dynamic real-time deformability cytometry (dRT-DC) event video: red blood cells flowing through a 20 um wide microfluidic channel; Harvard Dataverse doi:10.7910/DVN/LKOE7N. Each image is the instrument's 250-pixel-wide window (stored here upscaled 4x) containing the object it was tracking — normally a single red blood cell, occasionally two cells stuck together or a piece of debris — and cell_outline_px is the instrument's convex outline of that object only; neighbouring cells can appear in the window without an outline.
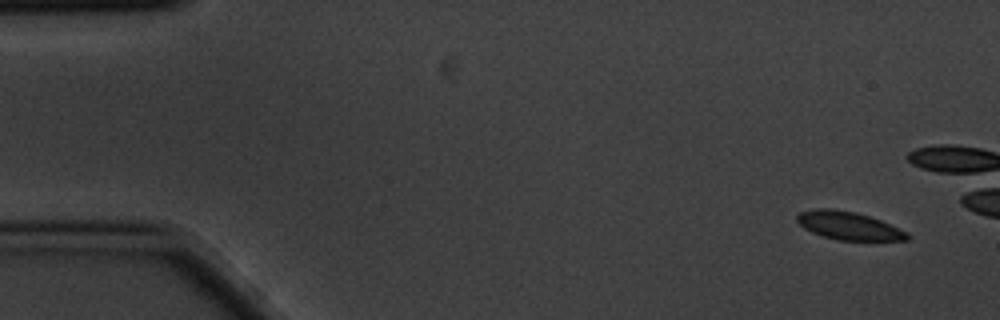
{"species": "common noctule bat (a hibernating species)", "species_latin": "Nyctalus noctula", "temperature_condition": "cold", "stored_images_in_passage": 7, "camera_frame_rate_fps": 3000, "um_per_image_px": 0.085, "animal": {"sex": "male", "body_mass_g": 20.1, "forearm_length_mm": 53.5}, "frame": {"image": 1, "passage_image": 1, "time_ms": 0.0, "image_size_px": [1000, 320], "cell_outline_px": [[908, 240], [840, 240], [824, 236], [812, 232], [804, 228], [796, 220], [796, 216], [800, 212], [816, 208], [832, 208], [856, 212], [880, 220], [908, 232]], "centroid_in_image_um": [72.11, 19.17], "position_along_channel_um": 12.9, "area_um2": 17.86}}